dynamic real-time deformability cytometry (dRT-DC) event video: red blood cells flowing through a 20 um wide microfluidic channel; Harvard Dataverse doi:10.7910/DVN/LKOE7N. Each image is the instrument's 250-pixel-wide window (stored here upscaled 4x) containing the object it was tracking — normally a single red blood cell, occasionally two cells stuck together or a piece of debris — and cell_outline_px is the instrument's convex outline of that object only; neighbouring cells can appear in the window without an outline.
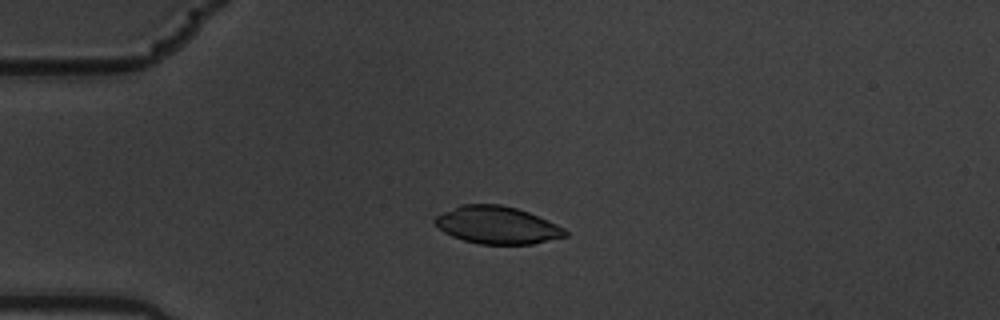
{"species": "common noctule bat (a hibernating species)", "species_latin": "Nyctalus noctula", "temperature_condition": "warm", "stored_images_in_passage": 5, "camera_frame_rate_fps": 3000, "um_per_image_px": 0.085, "animal": {"sex": "male", "body_mass_g": 19.5, "forearm_length_mm": 54.6}, "frame": {"image": 1, "passage_image": 4, "time_ms": 1.0, "image_size_px": [1000, 320], "cell_outline_px": [[568, 236], [532, 244], [480, 244], [464, 240], [452, 236], [444, 232], [432, 220], [436, 216], [460, 204], [500, 204], [516, 208], [528, 212], [556, 224], [564, 228], [568, 232]], "centroid_in_image_um": [42.26, 19.13], "position_along_channel_um": 42.7, "area_um2": 28.32}}